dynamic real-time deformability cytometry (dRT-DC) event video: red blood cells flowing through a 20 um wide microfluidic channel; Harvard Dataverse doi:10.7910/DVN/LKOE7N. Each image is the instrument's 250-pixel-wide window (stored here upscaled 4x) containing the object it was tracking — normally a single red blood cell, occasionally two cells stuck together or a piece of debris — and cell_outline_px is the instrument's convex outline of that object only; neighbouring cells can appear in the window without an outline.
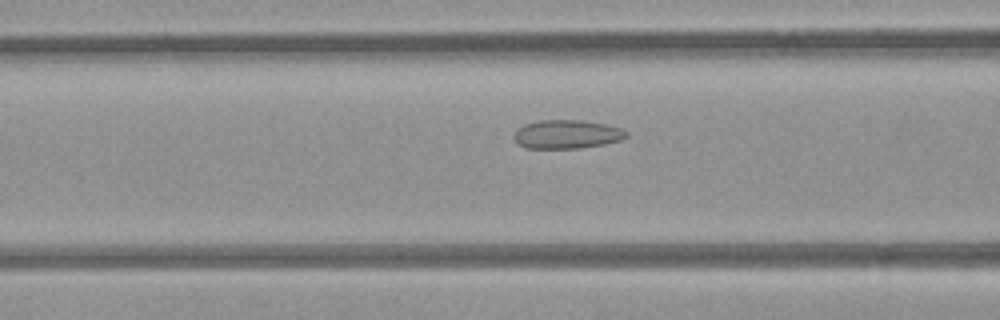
{"species": "common noctule bat (a hibernating species)", "species_latin": "Nyctalus noctula", "temperature_condition": "room temperature", "stored_images_in_passage": 36, "camera_frame_rate_fps": 3000, "um_per_image_px": 0.085, "animal": {"sex": "female", "body_mass_g": 21.9}, "frame": {"image": 1, "passage_image": 10, "time_ms": 3.0, "image_size_px": [1000, 320], "cell_outline_px": [[628, 136], [620, 140], [604, 144], [580, 148], [524, 148], [516, 144], [512, 136], [516, 128], [524, 124], [536, 120], [580, 120], [604, 124], [620, 128], [628, 132]], "centroid_in_image_um": [48.11, 11.41], "position_along_channel_um": 118.5, "area_um2": 19.02}}
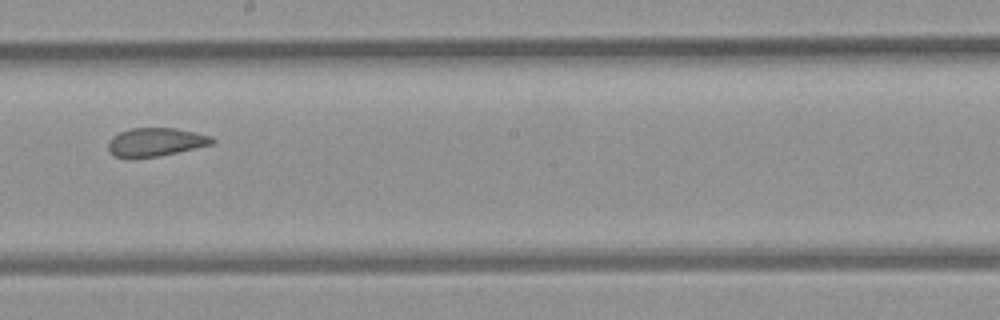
{"frame": {"image": 2, "passage_image": 19, "time_ms": 6.0, "image_size_px": [1000, 320], "cell_outline_px": [[216, 140], [212, 144], [160, 156], [132, 160], [116, 156], [108, 148], [108, 140], [112, 136], [120, 132], [132, 128], [176, 128], [196, 132], [212, 136]], "centroid_in_image_um": [13.22, 12.09], "position_along_channel_um": 235.0, "area_um2": 17.51}}
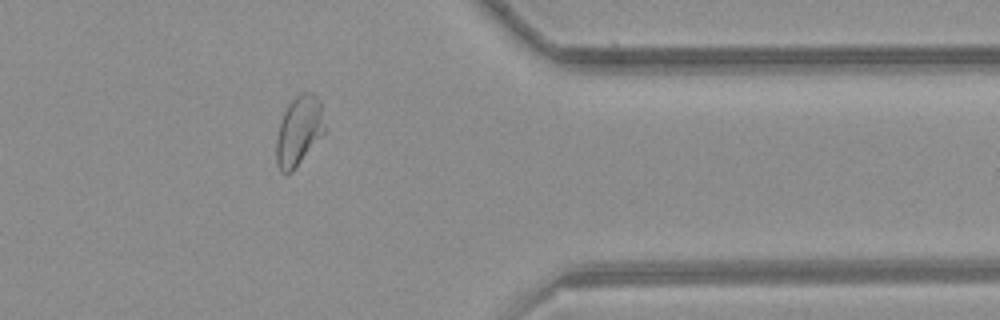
{"frame": {"image": 3, "passage_image": 32, "time_ms": 10.333, "image_size_px": [1000, 320], "cell_outline_px": [[324, 132], [292, 172], [284, 176], [280, 172], [276, 164], [276, 140], [280, 124], [284, 112], [288, 104], [300, 92], [308, 92], [316, 96], [320, 100], [324, 124]], "centroid_in_image_um": [25.37, 11.15], "position_along_channel_um": 386.0, "area_um2": 19.42}, "authors_computed_cell_mechanics": {"area_um2": 18.8139, "velocity_mm_per_s": 3.8844, "shape_relaxation_time_tau1_ms": null, "shape_relaxation_time_tau2_ms": 1.3614, "deformation_change_tau1": null, "deformation_change_tau2": 0.07}}